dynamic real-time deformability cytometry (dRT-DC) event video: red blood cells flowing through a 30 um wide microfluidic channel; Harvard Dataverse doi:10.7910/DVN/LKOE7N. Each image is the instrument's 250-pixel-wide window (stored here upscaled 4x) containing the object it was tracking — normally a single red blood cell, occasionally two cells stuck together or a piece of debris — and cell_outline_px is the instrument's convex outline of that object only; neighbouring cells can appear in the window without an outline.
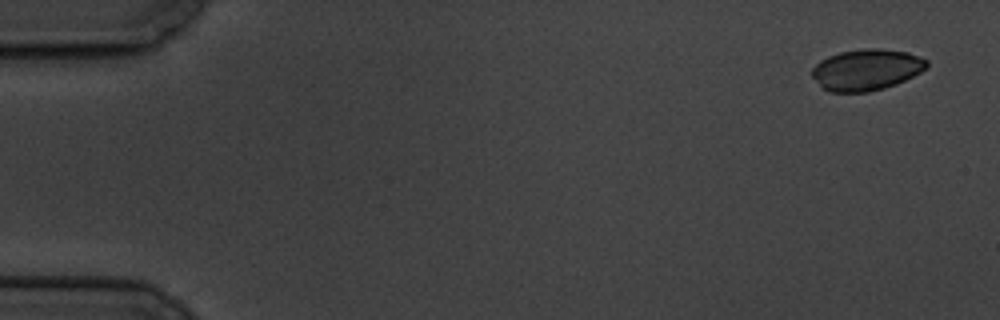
{"species": "common noctule bat (a hibernating species)", "species_latin": "Nyctalus noctula", "temperature_condition": "cold", "stored_images_in_passage": 7, "camera_frame_rate_fps": 3000, "um_per_image_px": 0.085, "animal": {"sex": "male", "body_mass_g": 19.5, "forearm_length_mm": 54.6}, "frame": {"image": 1, "passage_image": 1, "time_ms": 0.0, "image_size_px": [1000, 320], "cell_outline_px": [[928, 64], [920, 72], [896, 84], [884, 88], [868, 92], [828, 92], [812, 76], [812, 68], [820, 60], [828, 56], [840, 52], [864, 48], [876, 48], [908, 52], [920, 56], [928, 60]], "centroid_in_image_um": [73.64, 5.92], "position_along_channel_um": 11.4, "area_um2": 27.46}}
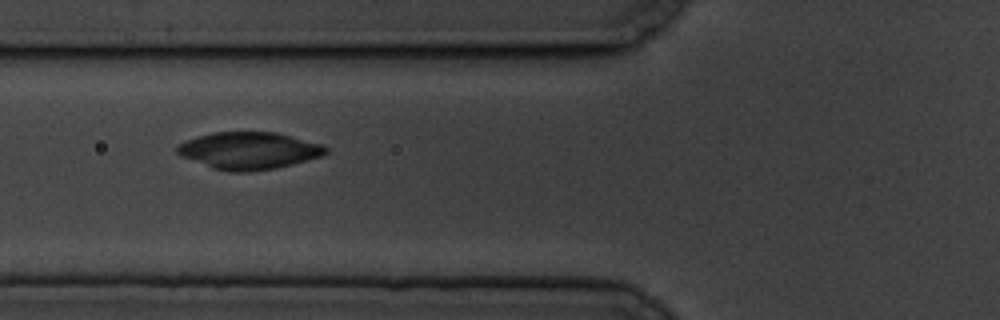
{"frame": {"image": 2, "passage_image": 6, "time_ms": 6.667, "image_size_px": [1000, 320], "cell_outline_px": [[328, 152], [324, 156], [276, 168], [252, 172], [228, 172], [212, 168], [180, 156], [176, 152], [176, 144], [196, 136], [212, 132], [276, 132], [324, 144], [328, 148]], "centroid_in_image_um": [21.16, 12.8], "position_along_channel_um": 104.6, "area_um2": 32.66}}
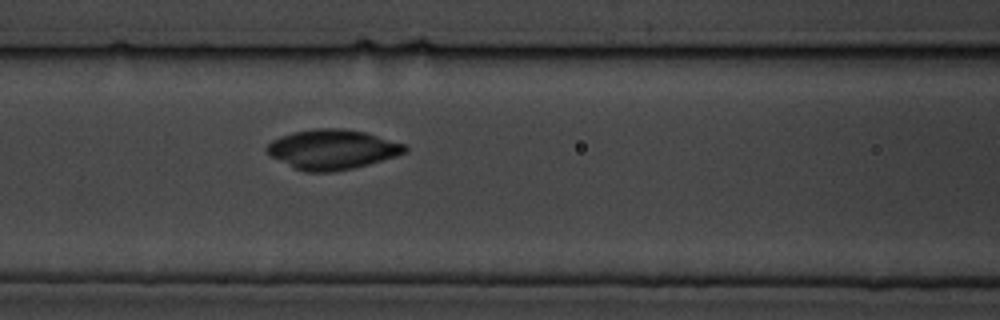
{"frame": {"image": 3, "passage_image": 7, "time_ms": 7.667, "image_size_px": [1000, 320], "cell_outline_px": [[408, 152], [396, 156], [368, 164], [352, 168], [332, 172], [304, 172], [272, 156], [264, 148], [272, 140], [280, 136], [292, 132], [316, 128], [344, 128], [364, 132], [408, 144]], "centroid_in_image_um": [28.28, 12.68], "position_along_channel_um": 138.3, "area_um2": 31.96}}